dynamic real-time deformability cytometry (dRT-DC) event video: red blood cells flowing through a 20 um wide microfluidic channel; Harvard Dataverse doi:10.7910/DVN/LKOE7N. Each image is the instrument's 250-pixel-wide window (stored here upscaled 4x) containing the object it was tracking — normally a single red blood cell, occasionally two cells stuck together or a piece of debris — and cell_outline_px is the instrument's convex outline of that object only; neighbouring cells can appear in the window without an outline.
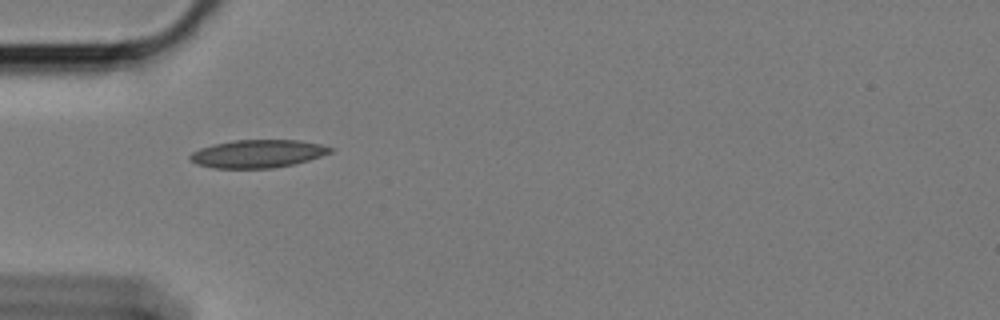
{"species": "Egyptian fruit bat (a non-hibernating species)", "species_latin": "Rousettus aegyptiacus", "temperature_condition": "cold", "stored_images_in_passage": 4, "camera_frame_rate_fps": 3000, "um_per_image_px": 0.085, "animal": {"sex": "female"}, "frame": {"image": 1, "passage_image": 1, "time_ms": 0.0, "image_size_px": [1000, 320], "cell_outline_px": [[336, 148], [332, 152], [308, 160], [292, 164], [272, 168], [212, 168], [196, 164], [188, 156], [192, 152], [200, 148], [212, 144], [232, 140], [300, 140], [320, 144]], "centroid_in_image_um": [21.9, 13.06], "position_along_channel_um": 63.1, "area_um2": 22.89}}
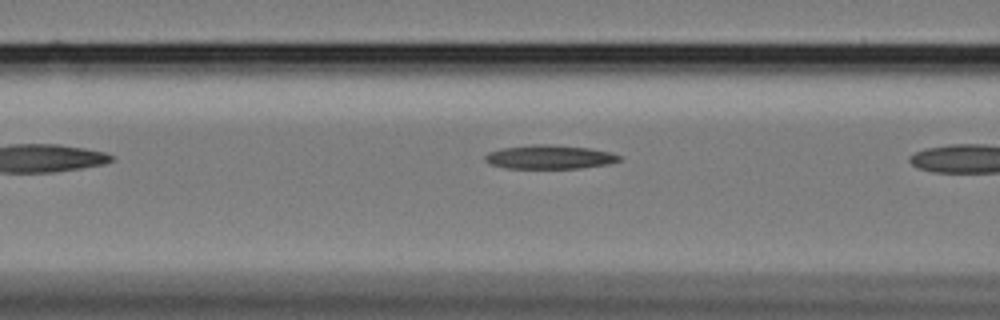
{"frame": {"image": 2, "passage_image": 3, "time_ms": 0.667, "image_size_px": [1000, 320], "cell_outline_px": [[624, 160], [608, 164], [580, 168], [504, 168], [492, 164], [484, 160], [484, 156], [488, 152], [500, 148], [532, 144], [552, 144], [588, 148], [612, 152], [620, 156]], "centroid_in_image_um": [46.72, 13.34], "position_along_channel_um": 119.9, "area_um2": 18.84}}